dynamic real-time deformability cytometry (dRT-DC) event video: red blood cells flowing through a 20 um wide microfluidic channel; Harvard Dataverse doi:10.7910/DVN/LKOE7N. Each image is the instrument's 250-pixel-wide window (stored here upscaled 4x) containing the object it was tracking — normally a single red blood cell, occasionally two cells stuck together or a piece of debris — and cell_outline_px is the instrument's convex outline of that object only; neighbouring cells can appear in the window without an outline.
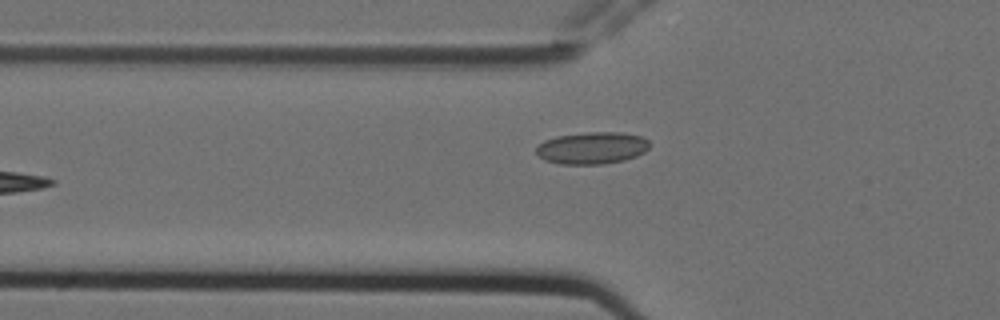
{"species": "Egyptian fruit bat (a non-hibernating species)", "species_latin": "Rousettus aegyptiacus", "temperature_condition": "cold", "stored_images_in_passage": 6, "camera_frame_rate_fps": 3000, "um_per_image_px": 0.085, "animal": {"sex": "female"}, "frame": {"image": 1, "passage_image": 6, "time_ms": 1.667, "image_size_px": [1000, 320], "cell_outline_px": [[652, 144], [644, 152], [636, 156], [624, 160], [604, 164], [560, 164], [544, 160], [536, 152], [536, 148], [544, 140], [556, 136], [588, 132], [620, 132], [640, 136], [648, 140]], "centroid_in_image_um": [50.34, 12.58], "position_along_channel_um": 75.5, "area_um2": 21.21}}